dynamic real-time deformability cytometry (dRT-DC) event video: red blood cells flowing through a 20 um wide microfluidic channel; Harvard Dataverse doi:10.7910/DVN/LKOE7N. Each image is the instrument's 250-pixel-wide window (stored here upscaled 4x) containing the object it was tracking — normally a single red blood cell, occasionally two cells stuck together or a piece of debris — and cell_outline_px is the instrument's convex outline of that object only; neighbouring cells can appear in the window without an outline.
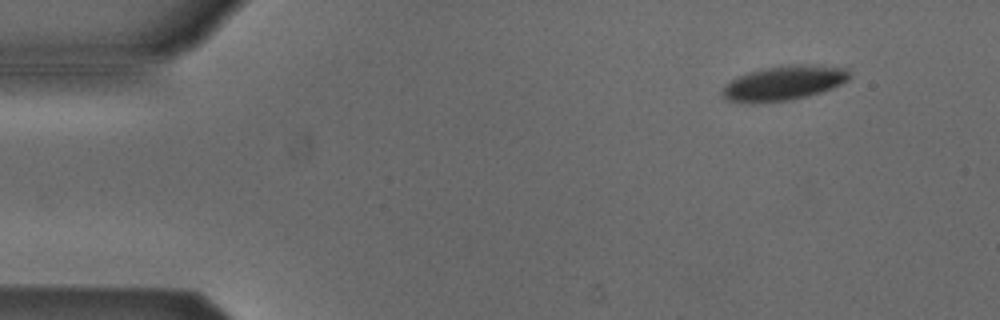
{"species": "Egyptian fruit bat (a non-hibernating species)", "species_latin": "Rousettus aegyptiacus", "temperature_condition": "cold", "stored_images_in_passage": 3, "camera_frame_rate_fps": 3000, "um_per_image_px": 0.085, "animal": {"sex": "male"}, "frame": {"image": 1, "passage_image": 1, "time_ms": 0.0, "image_size_px": [1000, 320], "cell_outline_px": [[852, 76], [848, 80], [832, 88], [808, 96], [792, 100], [728, 100], [720, 96], [720, 92], [724, 84], [748, 72], [764, 68], [792, 64], [812, 64], [848, 68]], "centroid_in_image_um": [66.7, 7.01], "position_along_channel_um": 18.3, "area_um2": 25.14}}